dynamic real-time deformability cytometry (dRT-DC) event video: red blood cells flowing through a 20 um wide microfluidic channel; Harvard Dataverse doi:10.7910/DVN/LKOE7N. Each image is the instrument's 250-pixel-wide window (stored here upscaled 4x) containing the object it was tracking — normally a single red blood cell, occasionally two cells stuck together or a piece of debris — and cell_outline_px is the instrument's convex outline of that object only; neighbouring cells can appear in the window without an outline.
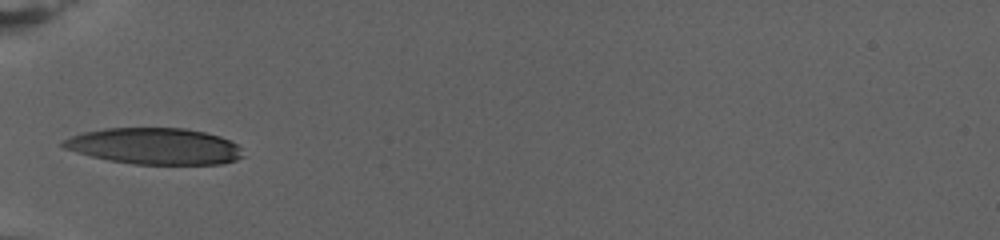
{"species": "human", "species_latin": "Homo sapiens", "temperature_condition": "warm", "stored_images_in_passage": 8, "camera_frame_rate_fps": 3000, "um_per_image_px": 0.085, "donor": {"sex": "female"}, "frame": {"image": 1, "passage_image": 1, "time_ms": 0.0, "image_size_px": [1000, 240], "cell_outline_px": [[244, 156], [236, 160], [220, 164], [136, 164], [108, 160], [76, 152], [64, 148], [60, 144], [64, 140], [72, 136], [84, 132], [104, 128], [184, 128], [204, 132], [220, 136], [236, 144], [240, 148]], "centroid_in_image_um": [13.14, 12.42], "position_along_channel_um": 71.9, "area_um2": 37.92}}
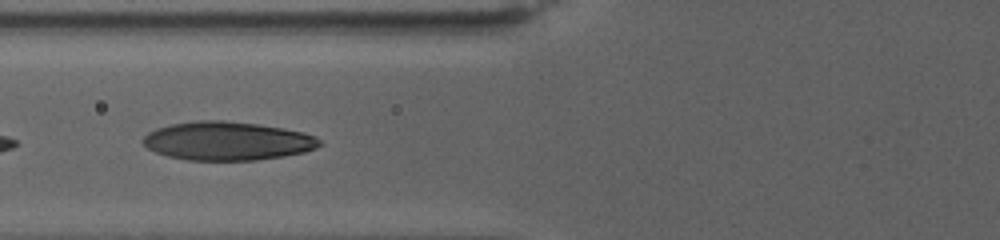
{"frame": {"image": 2, "passage_image": 5, "time_ms": 1.333, "image_size_px": [1000, 240], "cell_outline_px": [[324, 144], [316, 148], [304, 152], [284, 156], [256, 160], [188, 160], [168, 156], [156, 152], [148, 148], [144, 144], [144, 136], [148, 132], [156, 128], [172, 124], [196, 120], [224, 120], [256, 124], [304, 132], [316, 136]], "centroid_in_image_um": [19.35, 11.98], "position_along_channel_um": 106.5, "area_um2": 39.65}}
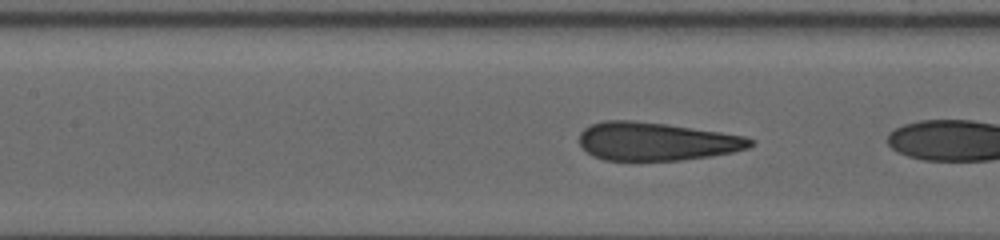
{"frame": {"image": 3, "passage_image": 7, "time_ms": 2.0, "image_size_px": [1000, 240], "cell_outline_px": [[756, 144], [748, 148], [732, 152], [712, 156], [680, 160], [604, 160], [592, 156], [580, 144], [580, 132], [584, 128], [592, 124], [604, 120], [632, 120], [664, 124], [720, 132], [744, 136], [756, 140]], "centroid_in_image_um": [55.8, 12.02], "position_along_channel_um": 151.6, "area_um2": 38.03}}